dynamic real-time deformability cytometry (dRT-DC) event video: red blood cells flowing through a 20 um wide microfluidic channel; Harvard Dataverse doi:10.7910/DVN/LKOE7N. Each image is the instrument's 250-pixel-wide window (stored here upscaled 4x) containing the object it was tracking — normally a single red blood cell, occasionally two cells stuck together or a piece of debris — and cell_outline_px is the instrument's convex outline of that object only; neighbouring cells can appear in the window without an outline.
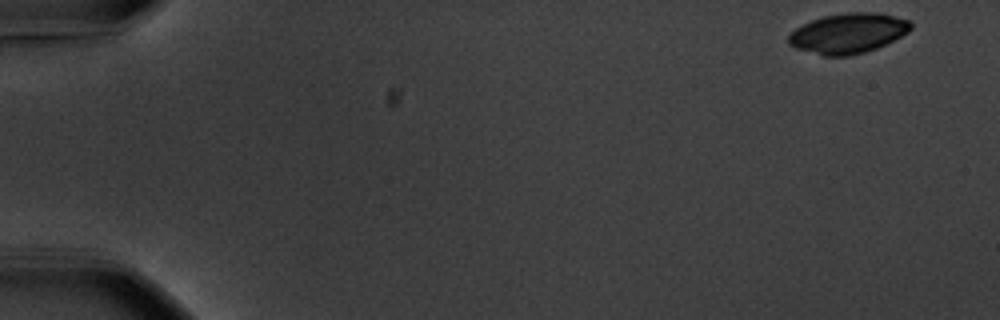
{"species": "common noctule bat (a hibernating species)", "species_latin": "Nyctalus noctula", "temperature_condition": "warm", "stored_images_in_passage": 54, "camera_frame_rate_fps": 3000, "um_per_image_px": 0.085, "animal": {"sex": "male", "body_mass_g": 20.1, "forearm_length_mm": 53.5}, "frame": {"image": 1, "passage_image": 1, "time_ms": 0.0, "image_size_px": [1000, 320], "cell_outline_px": [[912, 28], [908, 32], [876, 48], [864, 52], [848, 56], [824, 56], [796, 48], [788, 44], [788, 36], [796, 28], [812, 20], [824, 16], [848, 12], [876, 12], [912, 20]], "centroid_in_image_um": [72.1, 2.82], "position_along_channel_um": 12.9, "area_um2": 28.38}}
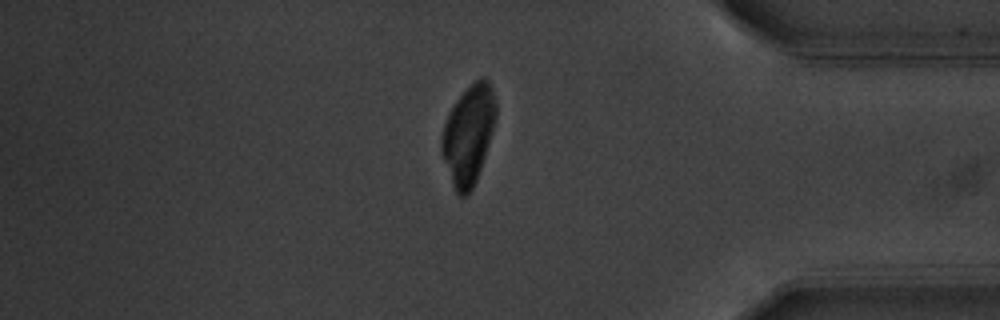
{"frame": {"image": 2, "passage_image": 46, "time_ms": 15.0, "image_size_px": [1000, 320], "cell_outline_px": [[496, 120], [476, 180], [468, 196], [460, 196], [456, 192], [452, 184], [440, 152], [440, 140], [444, 124], [456, 100], [480, 76], [484, 76], [488, 80], [492, 88], [496, 104]], "centroid_in_image_um": [39.81, 11.45], "position_along_channel_um": 395.4, "area_um2": 31.04}}
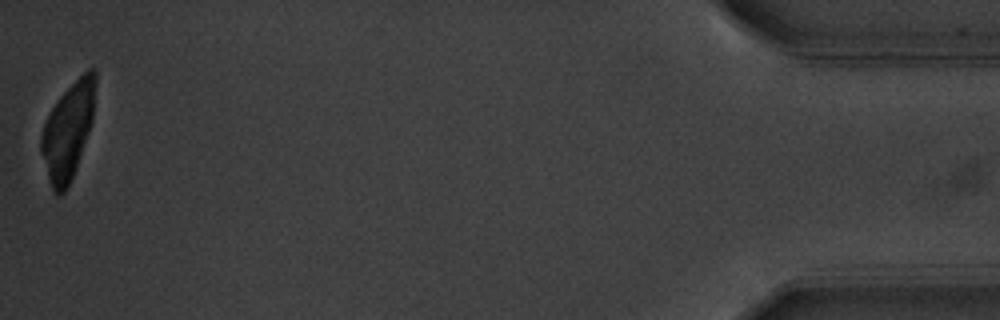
{"frame": {"image": 3, "passage_image": 54, "time_ms": 17.667, "image_size_px": [1000, 320], "cell_outline_px": [[96, 84], [92, 120], [76, 168], [64, 192], [56, 196], [52, 192], [40, 152], [40, 136], [44, 124], [52, 108], [60, 96], [88, 68], [96, 68]], "centroid_in_image_um": [5.76, 11.12], "position_along_channel_um": 429.4, "area_um2": 30.06}}